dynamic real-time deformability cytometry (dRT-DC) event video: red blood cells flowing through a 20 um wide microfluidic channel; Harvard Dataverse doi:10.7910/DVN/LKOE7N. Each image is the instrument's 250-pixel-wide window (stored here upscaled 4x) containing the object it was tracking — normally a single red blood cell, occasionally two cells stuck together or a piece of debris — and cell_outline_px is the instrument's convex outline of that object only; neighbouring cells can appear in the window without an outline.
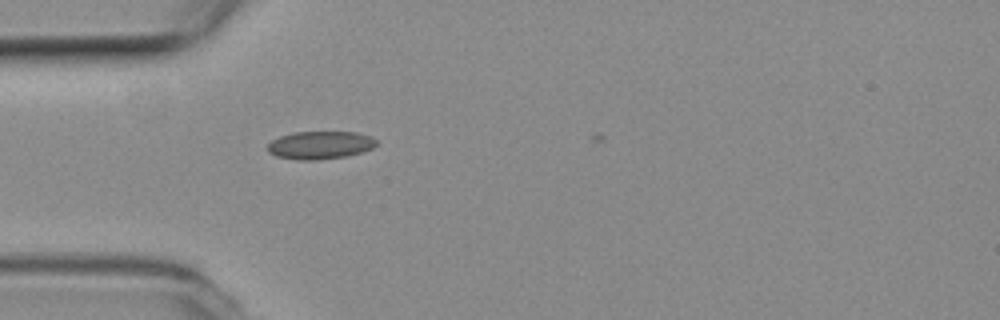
{"species": "common noctule bat (a hibernating species)", "species_latin": "Nyctalus noctula", "temperature_condition": "room temperature", "stored_images_in_passage": 1, "camera_frame_rate_fps": 3000, "um_per_image_px": 0.085, "animal": {"sex": "female", "body_mass_g": 19.3, "forearm_length_mm": 54.1}, "frame": {"image": 1, "passage_image": 1, "time_ms": 0.0, "image_size_px": [1000, 320], "cell_outline_px": [[376, 144], [372, 148], [348, 156], [316, 160], [296, 160], [276, 156], [268, 152], [268, 144], [272, 140], [280, 136], [296, 132], [356, 132], [372, 136], [376, 140]], "centroid_in_image_um": [27.2, 12.34], "position_along_channel_um": 57.8, "area_um2": 17.69}}